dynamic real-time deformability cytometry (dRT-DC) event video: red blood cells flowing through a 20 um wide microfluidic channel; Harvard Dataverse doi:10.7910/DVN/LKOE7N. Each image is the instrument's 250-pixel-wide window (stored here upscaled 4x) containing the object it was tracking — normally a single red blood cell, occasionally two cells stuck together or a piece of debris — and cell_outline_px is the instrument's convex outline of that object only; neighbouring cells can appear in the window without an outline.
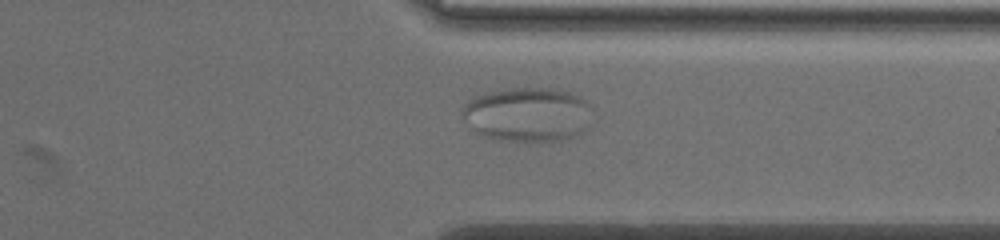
{"species": "common noctule bat (a hibernating species)", "species_latin": "Nyctalus noctula", "temperature_condition": "warm", "stored_images_in_passage": 48, "segment_of_instrument_passage": [2, 2], "camera_frame_rate_fps": 3000, "um_per_image_px": 0.085, "animal": {"sex": "female", "body_mass_g": 19.5, "forearm_length_mm": 54.1}, "frame": {"image": 1, "passage_image": 45, "time_ms": 18.333, "image_size_px": [1000, 240], "cell_outline_px": [[584, 128], [580, 132], [572, 136], [560, 140], [528, 144], [480, 136], [472, 128], [472, 124], [476, 124]], "centroid_in_image_um": [44.64, 11.3], "position_along_channel_um": 366.8, "area_um2": 10.58}}